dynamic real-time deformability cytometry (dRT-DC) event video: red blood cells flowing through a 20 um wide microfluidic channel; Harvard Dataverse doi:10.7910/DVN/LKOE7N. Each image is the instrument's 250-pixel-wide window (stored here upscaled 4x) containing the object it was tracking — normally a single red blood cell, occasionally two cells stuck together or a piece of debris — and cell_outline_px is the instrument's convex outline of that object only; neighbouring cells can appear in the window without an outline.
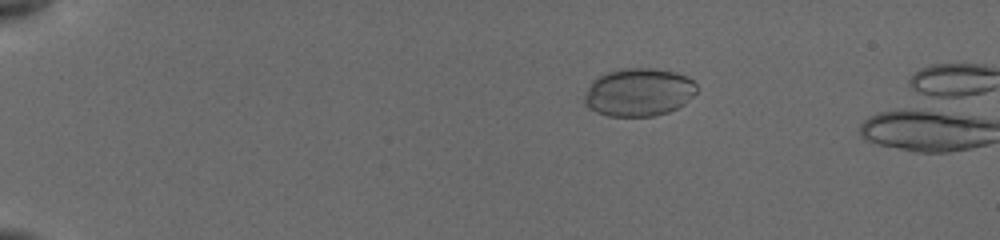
{"species": "common noctule bat (a hibernating species)", "species_latin": "Nyctalus noctula", "temperature_condition": "cold", "stored_images_in_passage": 14, "camera_frame_rate_fps": 3000, "um_per_image_px": 0.085, "animal": {"sex": "female", "body_mass_g": 19.5, "forearm_length_mm": 54.1}, "frame": {"image": 1, "passage_image": 7, "time_ms": 3.333, "image_size_px": [1000, 240], "cell_outline_px": [[696, 92], [684, 104], [668, 112], [652, 116], [608, 116], [596, 112], [584, 104], [584, 96], [592, 80], [596, 76], [608, 72], [624, 68], [656, 68], [676, 72], [688, 76], [696, 84]], "centroid_in_image_um": [54.28, 7.83], "position_along_channel_um": 30.7, "area_um2": 31.56}}